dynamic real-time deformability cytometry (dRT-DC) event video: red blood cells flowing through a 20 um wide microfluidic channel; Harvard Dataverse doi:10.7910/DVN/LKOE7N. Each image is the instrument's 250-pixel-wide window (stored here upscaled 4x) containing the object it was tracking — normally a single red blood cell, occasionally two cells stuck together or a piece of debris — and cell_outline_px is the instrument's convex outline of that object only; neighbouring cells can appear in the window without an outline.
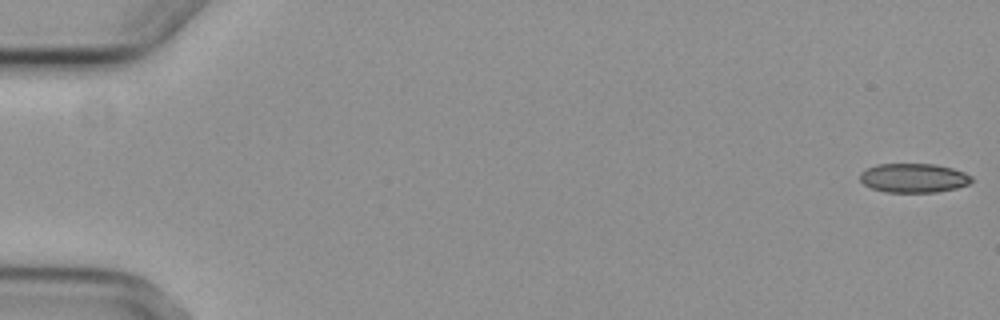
{"species": "common noctule bat (a hibernating species)", "species_latin": "Nyctalus noctula", "temperature_condition": "cold", "stored_images_in_passage": 5, "camera_frame_rate_fps": 3000, "um_per_image_px": 0.085, "animal": {"sex": "female", "body_mass_g": 29.2, "forearm_length_mm": 56.3}, "frame": {"image": 1, "passage_image": 1, "time_ms": 0.0, "image_size_px": [1000, 320], "cell_outline_px": [[972, 180], [968, 184], [956, 188], [936, 192], [884, 192], [872, 188], [864, 184], [860, 180], [860, 172], [876, 164], [936, 164], [952, 168], [964, 172], [972, 176]], "centroid_in_image_um": [77.65, 15.12], "position_along_channel_um": 7.3, "area_um2": 18.96}}